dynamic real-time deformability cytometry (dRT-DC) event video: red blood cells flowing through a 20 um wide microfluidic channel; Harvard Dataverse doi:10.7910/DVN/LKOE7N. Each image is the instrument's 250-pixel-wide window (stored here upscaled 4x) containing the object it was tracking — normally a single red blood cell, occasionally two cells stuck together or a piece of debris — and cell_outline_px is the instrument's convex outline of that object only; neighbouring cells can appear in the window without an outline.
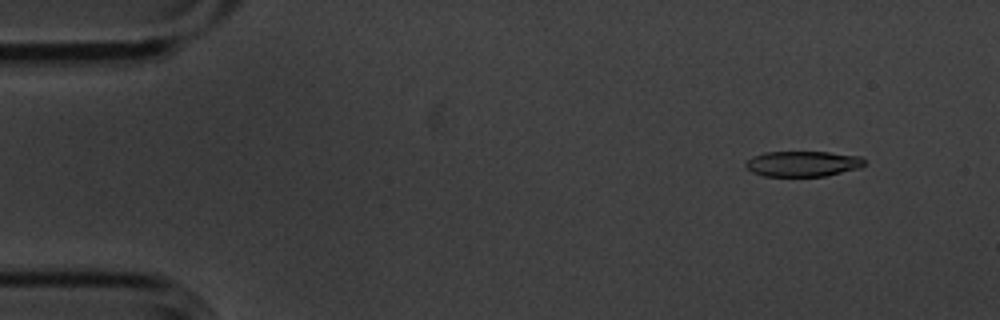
{"species": "common noctule bat (a hibernating species)", "species_latin": "Nyctalus noctula", "temperature_condition": "cold", "stored_images_in_passage": 6, "camera_frame_rate_fps": 3000, "um_per_image_px": 0.085, "animal": {"sex": "male", "body_mass_g": 20.1, "forearm_length_mm": 53.5}, "frame": {"image": 1, "passage_image": 2, "time_ms": 0.333, "image_size_px": [1000, 320], "cell_outline_px": [[864, 164], [860, 168], [824, 176], [764, 176], [752, 172], [744, 168], [744, 164], [752, 156], [764, 152], [828, 152], [860, 156], [864, 160]], "centroid_in_image_um": [68.19, 13.92], "position_along_channel_um": 16.8, "area_um2": 17.69}}
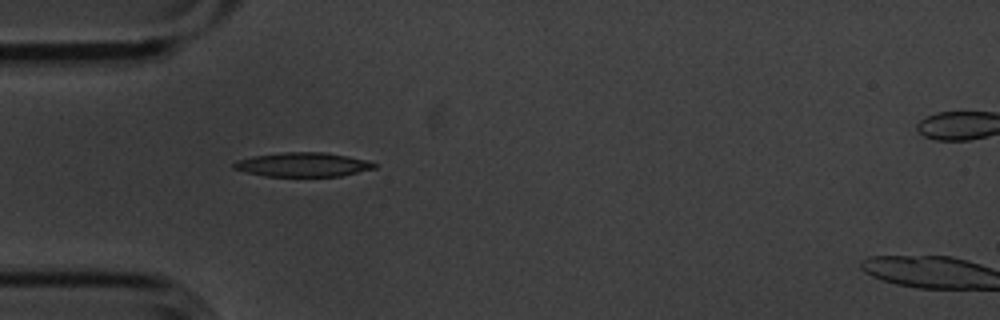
{"frame": {"image": 2, "passage_image": 5, "time_ms": 1.333, "image_size_px": [1000, 320], "cell_outline_px": [[376, 168], [340, 176], [264, 176], [244, 172], [232, 168], [232, 164], [236, 160], [252, 156], [284, 152], [324, 152], [348, 156], [368, 160], [376, 164]], "centroid_in_image_um": [25.71, 13.99], "position_along_channel_um": 59.3, "area_um2": 19.88}}